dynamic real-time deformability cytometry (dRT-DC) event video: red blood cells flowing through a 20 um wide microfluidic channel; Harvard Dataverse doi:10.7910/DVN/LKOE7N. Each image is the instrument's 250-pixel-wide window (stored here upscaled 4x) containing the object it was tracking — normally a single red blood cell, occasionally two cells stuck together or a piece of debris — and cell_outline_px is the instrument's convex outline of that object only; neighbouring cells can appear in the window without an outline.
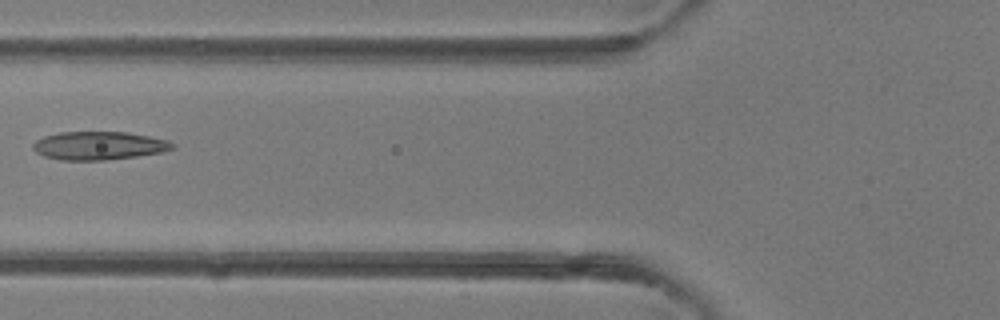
{"species": "common noctule bat (a hibernating species)", "species_latin": "Nyctalus noctula", "temperature_condition": "room temperature", "stored_images_in_passage": 3, "camera_frame_rate_fps": 3000, "um_per_image_px": 0.085, "animal": {"sex": "female"}, "frame": {"image": 1, "passage_image": 3, "time_ms": 2.333, "image_size_px": [1000, 320], "cell_outline_px": [[176, 148], [160, 152], [136, 156], [104, 160], [60, 160], [44, 156], [36, 152], [32, 148], [32, 144], [36, 140], [44, 136], [60, 132], [128, 132], [168, 140], [176, 144]], "centroid_in_image_um": [8.4, 12.38], "position_along_channel_um": 117.4, "area_um2": 23.0}}